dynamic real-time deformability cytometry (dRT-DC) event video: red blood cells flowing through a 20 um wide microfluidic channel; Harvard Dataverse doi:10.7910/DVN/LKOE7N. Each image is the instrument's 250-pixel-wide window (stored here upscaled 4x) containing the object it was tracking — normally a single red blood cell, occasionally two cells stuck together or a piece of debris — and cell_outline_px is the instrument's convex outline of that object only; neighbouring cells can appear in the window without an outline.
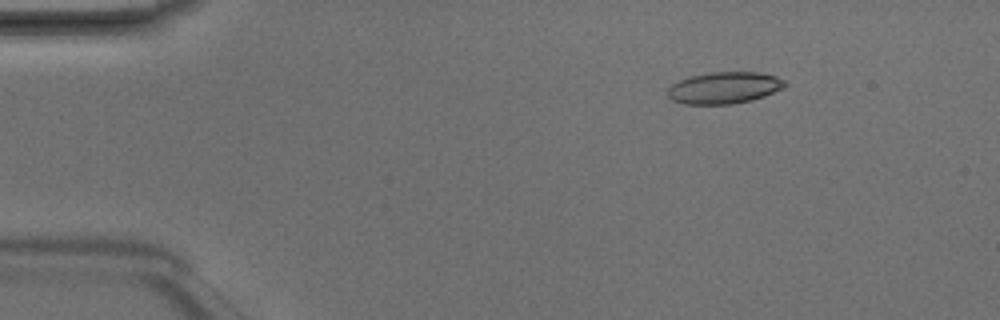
{"species": "Egyptian fruit bat (a non-hibernating species)", "species_latin": "Rousettus aegyptiacus", "temperature_condition": "room temperature", "stored_images_in_passage": 4, "camera_frame_rate_fps": 3000, "um_per_image_px": 0.085, "animal": {"sex": "male"}, "frame": {"image": 1, "passage_image": 2, "time_ms": 0.333, "image_size_px": [1000, 320], "cell_outline_px": [[788, 84], [784, 88], [764, 96], [752, 100], [732, 104], [684, 104], [672, 100], [668, 96], [668, 88], [672, 84], [688, 76], [712, 72], [760, 72], [776, 76], [784, 80]], "centroid_in_image_um": [61.57, 7.46], "position_along_channel_um": 23.4, "area_um2": 21.79}}
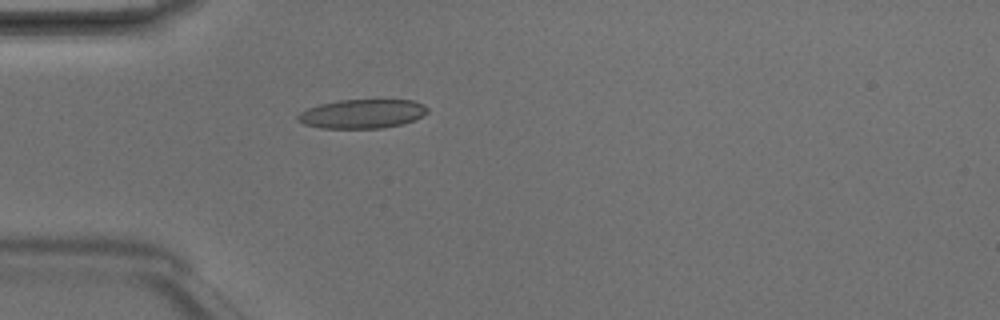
{"frame": {"image": 2, "passage_image": 4, "time_ms": 1.0, "image_size_px": [1000, 320], "cell_outline_px": [[428, 112], [412, 120], [400, 124], [380, 128], [320, 128], [304, 124], [296, 120], [296, 116], [300, 112], [308, 108], [320, 104], [340, 100], [412, 100], [424, 104], [428, 108]], "centroid_in_image_um": [30.75, 9.67], "position_along_channel_um": 54.3, "area_um2": 21.79}}